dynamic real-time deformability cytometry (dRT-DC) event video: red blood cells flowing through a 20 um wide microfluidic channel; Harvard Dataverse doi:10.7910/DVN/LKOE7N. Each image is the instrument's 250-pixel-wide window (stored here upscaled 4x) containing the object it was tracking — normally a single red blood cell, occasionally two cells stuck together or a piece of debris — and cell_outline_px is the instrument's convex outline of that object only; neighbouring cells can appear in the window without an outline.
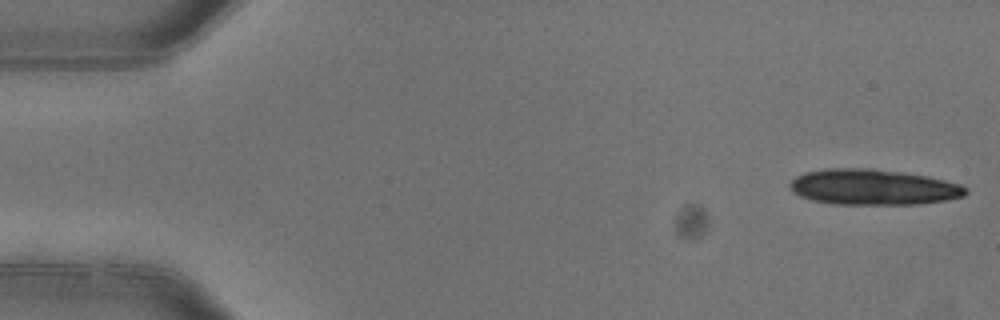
{"species": "common noctule bat (a hibernating species)", "species_latin": "Nyctalus noctula", "temperature_condition": "warm", "stored_images_in_passage": 5, "camera_frame_rate_fps": 3000, "um_per_image_px": 0.085, "animal": {"sex": "female"}, "frame": {"image": 1, "passage_image": 1, "time_ms": 0.0, "image_size_px": [1000, 320], "cell_outline_px": [[968, 192], [964, 196], [944, 200], [920, 204], [836, 204], [812, 200], [800, 196], [792, 192], [788, 184], [796, 176], [804, 172], [824, 168], [872, 168], [904, 172], [928, 176], [960, 184], [968, 188]], "centroid_in_image_um": [74.2, 15.89], "position_along_channel_um": 10.8, "area_um2": 36.76}}